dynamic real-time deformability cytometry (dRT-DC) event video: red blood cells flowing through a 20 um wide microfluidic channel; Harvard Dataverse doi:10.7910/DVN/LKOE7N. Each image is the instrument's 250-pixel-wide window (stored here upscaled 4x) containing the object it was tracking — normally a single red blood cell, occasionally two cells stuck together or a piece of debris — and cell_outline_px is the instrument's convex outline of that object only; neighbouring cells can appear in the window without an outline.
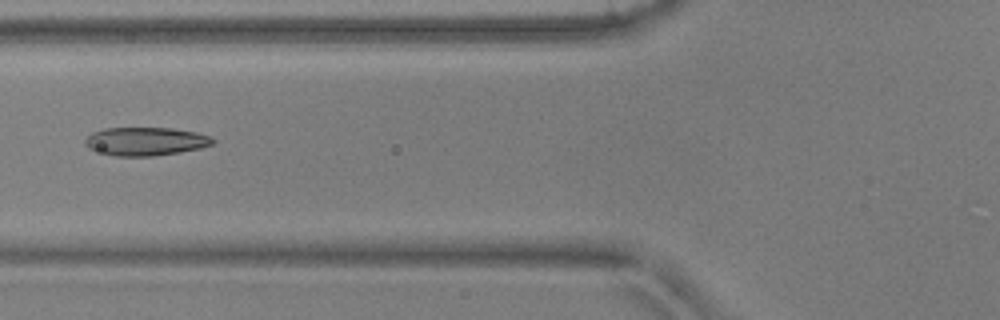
{"species": "common noctule bat (a hibernating species)", "species_latin": "Nyctalus noctula", "temperature_condition": "warm", "stored_images_in_passage": 7, "camera_frame_rate_fps": 3000, "um_per_image_px": 0.085, "animal": {"sex": "male", "body_mass_g": 17.9, "forearm_length_mm": 54.2}, "frame": {"image": 1, "passage_image": 6, "time_ms": 1.667, "image_size_px": [1000, 320], "cell_outline_px": [[216, 140], [212, 144], [200, 148], [180, 152], [152, 156], [116, 156], [88, 148], [84, 144], [84, 140], [92, 132], [104, 128], [172, 128], [196, 132], [208, 136]], "centroid_in_image_um": [12.36, 12.01], "position_along_channel_um": 113.4, "area_um2": 20.98}}
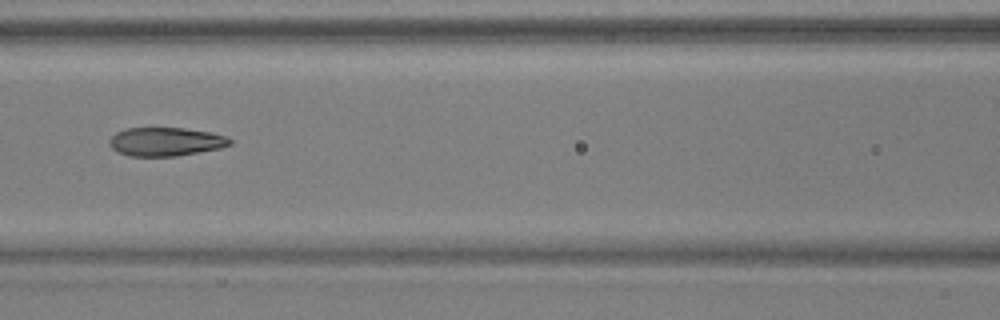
{"frame": {"image": 2, "passage_image": 7, "time_ms": 2.0, "image_size_px": [1000, 320], "cell_outline_px": [[232, 144], [220, 148], [176, 156], [128, 156], [112, 148], [108, 144], [108, 140], [116, 132], [124, 128], [184, 128], [208, 132], [228, 136], [232, 140]], "centroid_in_image_um": [14.07, 12.04], "position_along_channel_um": 152.5, "area_um2": 20.11}}